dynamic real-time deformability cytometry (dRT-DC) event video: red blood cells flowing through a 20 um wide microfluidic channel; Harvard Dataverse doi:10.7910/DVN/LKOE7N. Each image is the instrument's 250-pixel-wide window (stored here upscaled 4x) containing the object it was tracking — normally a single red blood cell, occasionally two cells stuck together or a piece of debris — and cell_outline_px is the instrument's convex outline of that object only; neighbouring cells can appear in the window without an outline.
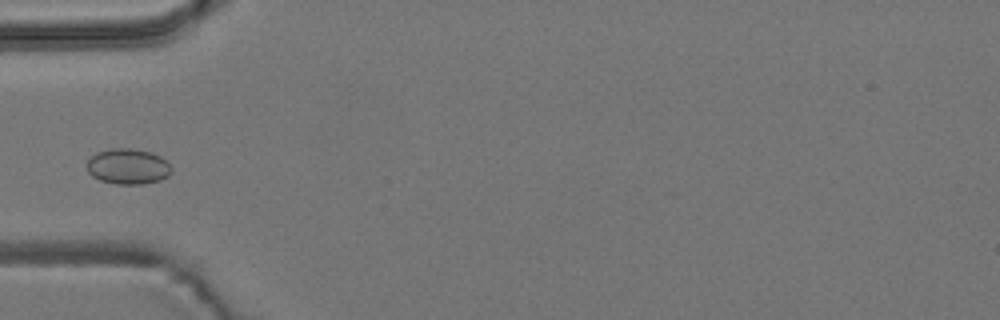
{"species": "common noctule bat (a hibernating species)", "species_latin": "Nyctalus noctula", "temperature_condition": "room temperature", "stored_images_in_passage": 5, "camera_frame_rate_fps": 3000, "um_per_image_px": 0.085, "animal": {"sex": "male", "body_mass_g": 19.2, "forearm_length_mm": 51.8}, "frame": {"image": 1, "passage_image": 5, "time_ms": 5.333, "image_size_px": [1000, 320], "cell_outline_px": [[172, 172], [168, 176], [160, 180], [140, 184], [116, 184], [100, 180], [92, 176], [88, 172], [88, 160], [96, 152], [112, 148], [132, 148], [152, 152], [160, 156], [172, 168]], "centroid_in_image_um": [10.88, 14.14], "position_along_channel_um": 74.1, "area_um2": 17.51}}